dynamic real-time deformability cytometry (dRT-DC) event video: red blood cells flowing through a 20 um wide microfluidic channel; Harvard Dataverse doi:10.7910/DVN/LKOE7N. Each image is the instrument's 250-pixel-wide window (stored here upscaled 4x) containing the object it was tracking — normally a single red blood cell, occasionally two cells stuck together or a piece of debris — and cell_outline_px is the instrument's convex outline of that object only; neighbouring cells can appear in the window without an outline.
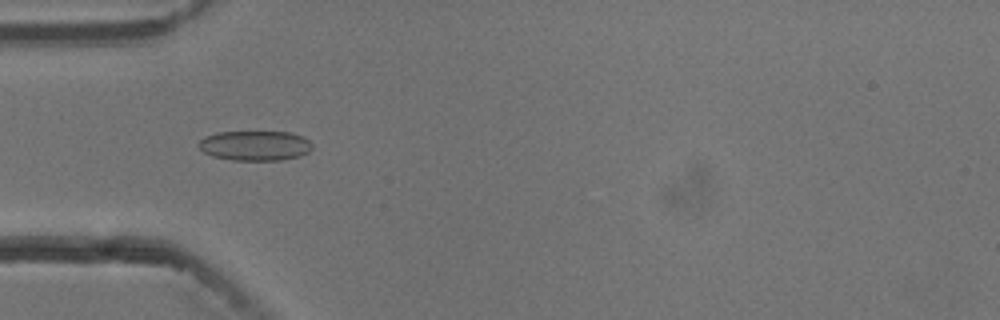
{"species": "common noctule bat (a hibernating species)", "species_latin": "Nyctalus noctula", "temperature_condition": "cold", "stored_images_in_passage": 54, "camera_frame_rate_fps": 3000, "um_per_image_px": 0.085, "animal": {"sex": "male", "body_mass_g": 13.3}, "frame": {"image": 1, "passage_image": 17, "time_ms": 5.333, "image_size_px": [1000, 320], "cell_outline_px": [[312, 148], [308, 152], [300, 156], [280, 160], [232, 160], [212, 156], [204, 152], [196, 144], [204, 136], [216, 132], [292, 132], [304, 136], [312, 144]], "centroid_in_image_um": [21.67, 12.37], "position_along_channel_um": 63.3, "area_um2": 19.94}}
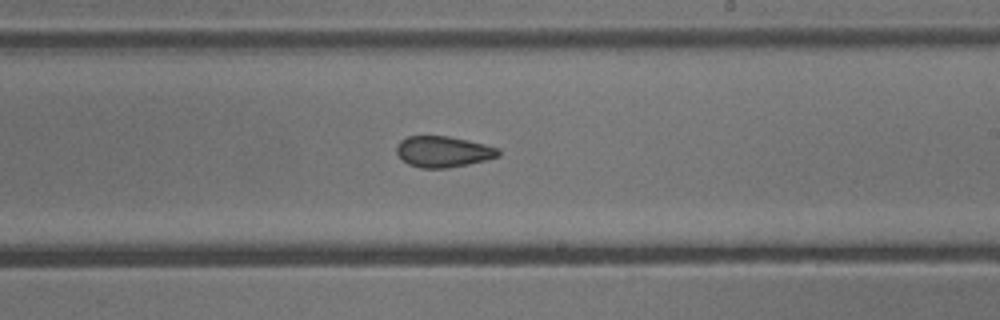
{"frame": {"image": 2, "passage_image": 32, "time_ms": 10.333, "image_size_px": [1000, 320], "cell_outline_px": [[500, 156], [468, 164], [448, 168], [420, 168], [408, 164], [396, 152], [396, 148], [400, 140], [408, 136], [448, 136], [468, 140], [500, 148]], "centroid_in_image_um": [37.68, 12.89], "position_along_channel_um": 251.3, "area_um2": 18.38}}
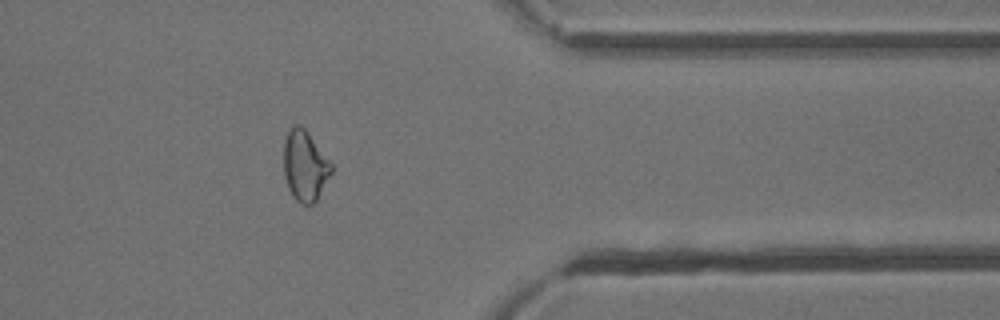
{"frame": {"image": 3, "passage_image": 44, "time_ms": 14.333, "image_size_px": [1000, 320], "cell_outline_px": [[332, 172], [316, 200], [312, 204], [300, 204], [292, 196], [288, 188], [284, 176], [284, 140], [288, 132], [296, 124], [300, 124], [304, 128], [332, 164]], "centroid_in_image_um": [25.9, 14.11], "position_along_channel_um": 385.5, "area_um2": 19.31}, "authors_computed_cell_mechanics": {"area_um2": 19.7098, "velocity_mm_per_s": 3.7591, "shape_relaxation_time_tau1_ms": 10.5247, "shape_relaxation_time_tau2_ms": 4.4955, "deformation_change_tau1": 0.1498, "deformation_change_tau2": 0.1077}}